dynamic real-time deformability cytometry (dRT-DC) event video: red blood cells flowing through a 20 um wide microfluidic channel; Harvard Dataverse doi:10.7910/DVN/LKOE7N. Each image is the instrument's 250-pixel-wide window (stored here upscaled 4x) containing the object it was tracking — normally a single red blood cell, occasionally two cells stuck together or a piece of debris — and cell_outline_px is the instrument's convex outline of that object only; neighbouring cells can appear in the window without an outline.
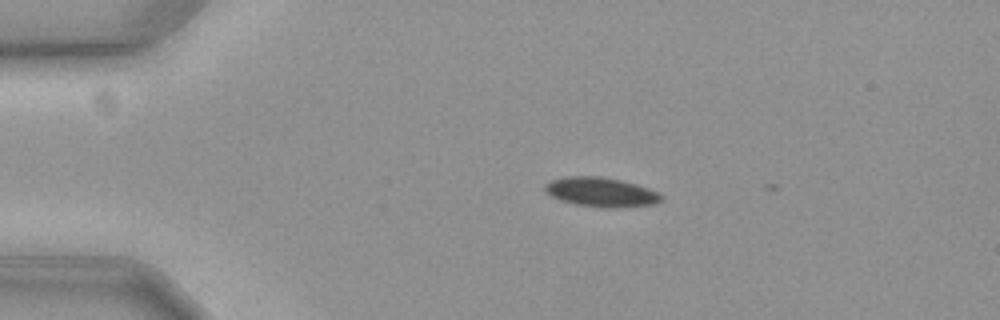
{"species": "common noctule bat (a hibernating species)", "species_latin": "Nyctalus noctula", "temperature_condition": "cold", "stored_images_in_passage": 4, "camera_frame_rate_fps": 3000, "um_per_image_px": 0.085, "animal": {"sex": "female", "body_mass_g": 19.3, "forearm_length_mm": 54.1}, "frame": {"image": 1, "passage_image": 2, "time_ms": 0.333, "image_size_px": [1000, 320], "cell_outline_px": [[664, 196], [660, 200], [652, 204], [616, 208], [604, 208], [576, 204], [560, 200], [552, 196], [544, 188], [544, 184], [552, 180], [564, 176], [600, 176], [620, 180], [636, 184], [648, 188]], "centroid_in_image_um": [51.07, 16.32], "position_along_channel_um": 33.9, "area_um2": 19.77}}